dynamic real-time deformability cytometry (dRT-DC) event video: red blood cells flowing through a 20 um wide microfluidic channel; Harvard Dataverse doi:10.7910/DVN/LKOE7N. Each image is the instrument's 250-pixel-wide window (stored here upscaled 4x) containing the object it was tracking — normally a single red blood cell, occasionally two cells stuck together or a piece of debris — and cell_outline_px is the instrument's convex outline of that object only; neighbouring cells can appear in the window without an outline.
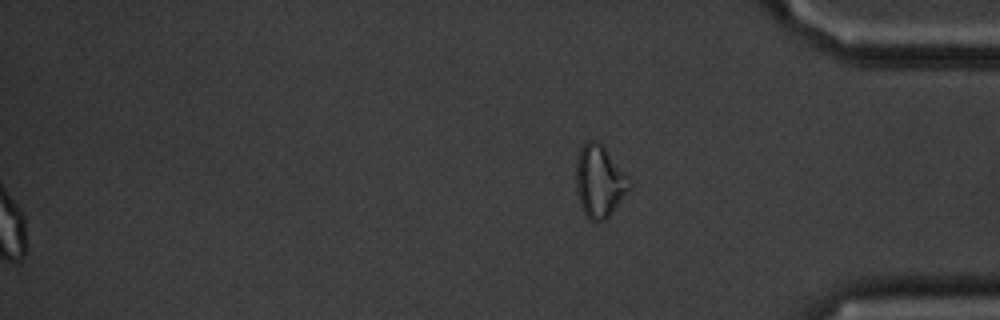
{"species": "common noctule bat (a hibernating species)", "species_latin": "Nyctalus noctula", "temperature_condition": "cold", "stored_images_in_passage": 61, "segment_of_instrument_passage": [2, 2], "camera_frame_rate_fps": 3000, "um_per_image_px": 0.085, "animal": {"sex": "male", "body_mass_g": 20.1, "forearm_length_mm": 53.5}, "frame": {"image": 1, "passage_image": 61, "time_ms": 20.0, "image_size_px": [1000, 320], "cell_outline_px": [[632, 188], [608, 216], [604, 220], [592, 220], [584, 212], [580, 204], [576, 188], [576, 160], [580, 148], [584, 140], [600, 140], [632, 180]], "centroid_in_image_um": [50.98, 15.33], "position_along_channel_um": 384.2, "area_um2": 22.77}}